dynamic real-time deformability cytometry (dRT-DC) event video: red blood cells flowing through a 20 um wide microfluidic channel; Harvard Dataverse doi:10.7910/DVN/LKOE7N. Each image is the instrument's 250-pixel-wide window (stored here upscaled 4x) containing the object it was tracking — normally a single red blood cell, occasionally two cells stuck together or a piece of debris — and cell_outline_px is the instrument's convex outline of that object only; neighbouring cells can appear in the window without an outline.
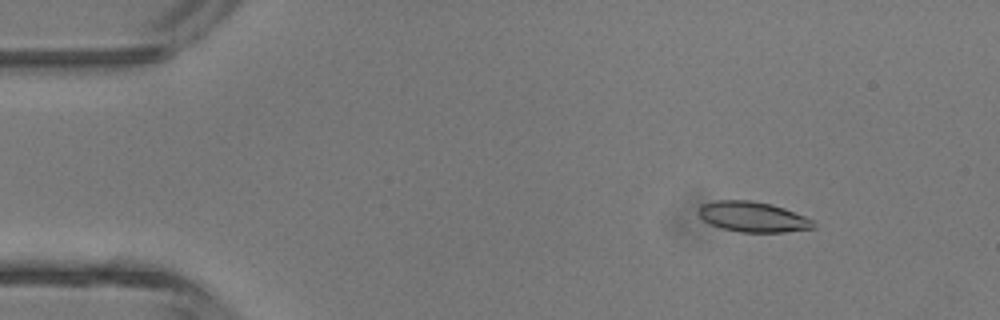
{"species": "common noctule bat (a hibernating species)", "species_latin": "Nyctalus noctula", "temperature_condition": "room temperature", "stored_images_in_passage": 4, "camera_frame_rate_fps": 3000, "um_per_image_px": 0.085, "animal": {"sex": "male", "body_mass_g": 13.3}, "frame": {"image": 1, "passage_image": 2, "time_ms": 1.0, "image_size_px": [1000, 320], "cell_outline_px": [[816, 228], [784, 232], [740, 232], [720, 228], [704, 220], [700, 216], [700, 204], [716, 200], [752, 200], [772, 204], [784, 208], [804, 216], [812, 220], [816, 224]], "centroid_in_image_um": [64.01, 18.43], "position_along_channel_um": 21.0, "area_um2": 20.29}}
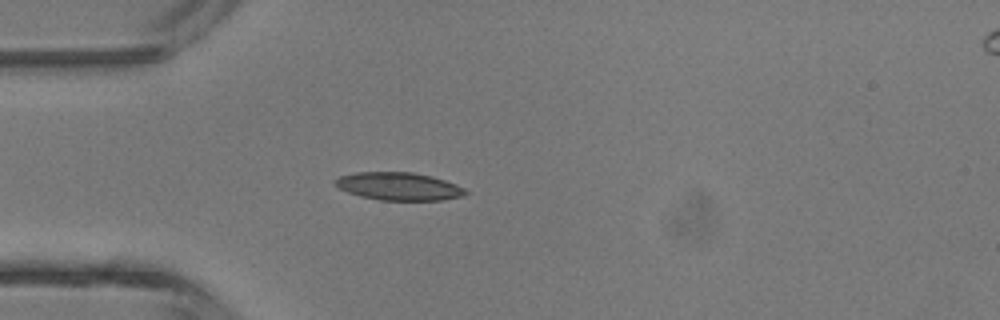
{"frame": {"image": 2, "passage_image": 4, "time_ms": 3.333, "image_size_px": [1000, 320], "cell_outline_px": [[468, 192], [464, 196], [440, 200], [380, 200], [360, 196], [348, 192], [332, 184], [332, 180], [340, 176], [356, 172], [412, 172], [432, 176], [456, 184], [464, 188]], "centroid_in_image_um": [33.87, 15.83], "position_along_channel_um": 51.1, "area_um2": 21.21}}